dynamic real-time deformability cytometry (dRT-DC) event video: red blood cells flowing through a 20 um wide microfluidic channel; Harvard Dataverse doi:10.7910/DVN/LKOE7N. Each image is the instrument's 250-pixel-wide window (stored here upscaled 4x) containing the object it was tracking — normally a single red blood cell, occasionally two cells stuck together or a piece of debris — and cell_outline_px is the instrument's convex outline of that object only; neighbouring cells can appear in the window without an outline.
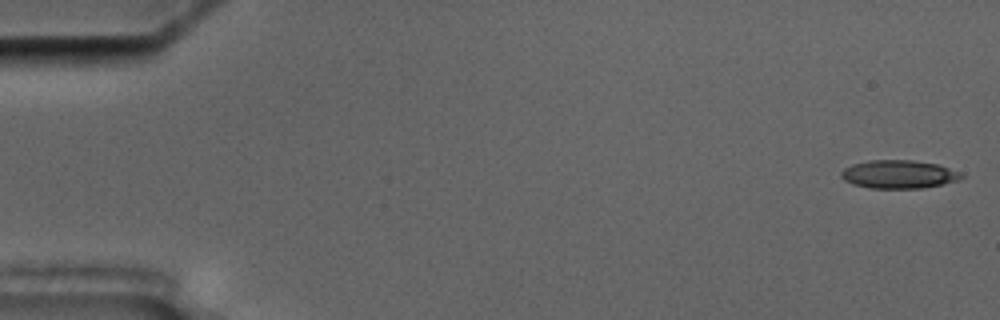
{"species": "common noctule bat (a hibernating species)", "species_latin": "Nyctalus noctula", "temperature_condition": "cold", "stored_images_in_passage": 7, "camera_frame_rate_fps": 3000, "um_per_image_px": 0.085, "animal": {"sex": "male", "body_mass_g": 17.5, "forearm_length_mm": 52.3}, "frame": {"image": 1, "passage_image": 1, "time_ms": 0.0, "image_size_px": [1000, 320], "cell_outline_px": [[964, 176], [956, 180], [944, 184], [920, 188], [868, 188], [852, 184], [844, 180], [840, 176], [840, 172], [844, 168], [852, 164], [868, 160], [912, 160], [936, 164], [960, 172]], "centroid_in_image_um": [76.34, 14.81], "position_along_channel_um": 8.7, "area_um2": 19.77}}
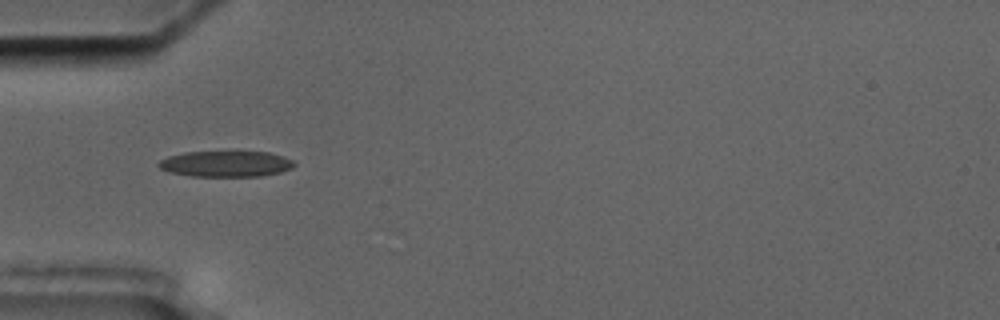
{"frame": {"image": 2, "passage_image": 6, "time_ms": 5.667, "image_size_px": [1000, 320], "cell_outline_px": [[296, 164], [292, 168], [280, 172], [260, 176], [192, 176], [168, 172], [160, 168], [156, 164], [160, 160], [168, 156], [184, 152], [268, 152], [284, 156], [292, 160]], "centroid_in_image_um": [19.18, 13.93], "position_along_channel_um": 65.8, "area_um2": 20.46}}